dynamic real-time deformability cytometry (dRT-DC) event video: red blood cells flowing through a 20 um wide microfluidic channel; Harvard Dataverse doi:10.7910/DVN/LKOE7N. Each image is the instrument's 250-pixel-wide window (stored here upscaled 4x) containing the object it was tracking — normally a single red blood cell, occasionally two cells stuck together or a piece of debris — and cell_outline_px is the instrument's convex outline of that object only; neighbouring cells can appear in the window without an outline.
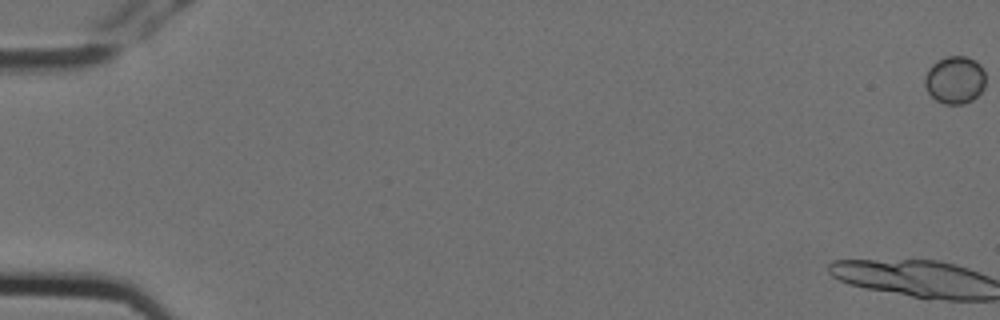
{"species": "Egyptian fruit bat (a non-hibernating species)", "species_latin": "Rousettus aegyptiacus", "temperature_condition": "cold", "stored_images_in_passage": 4, "camera_frame_rate_fps": 3000, "um_per_image_px": 0.085, "animal": {"sex": "female"}, "frame": {"image": 1, "passage_image": 1, "time_ms": 0.0, "image_size_px": [1000, 320], "cell_outline_px": [[984, 88], [972, 100], [964, 104], [944, 104], [936, 100], [928, 92], [924, 84], [924, 80], [932, 64], [948, 56], [964, 56], [980, 64], [984, 72]], "centroid_in_image_um": [81.17, 6.81], "position_along_channel_um": 3.8, "area_um2": 16.59}}